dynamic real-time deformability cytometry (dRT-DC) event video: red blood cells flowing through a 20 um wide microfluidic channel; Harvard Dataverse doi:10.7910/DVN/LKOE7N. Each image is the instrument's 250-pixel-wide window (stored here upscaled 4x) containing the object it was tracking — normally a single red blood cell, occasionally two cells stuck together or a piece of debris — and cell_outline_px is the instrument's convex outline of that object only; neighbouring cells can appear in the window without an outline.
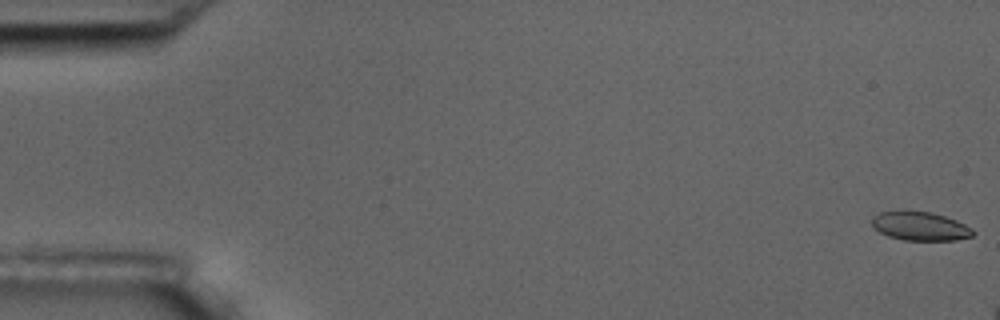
{"species": "common noctule bat (a hibernating species)", "species_latin": "Nyctalus noctula", "temperature_condition": "room temperature", "stored_images_in_passage": 3, "camera_frame_rate_fps": 3000, "um_per_image_px": 0.085, "animal": {"sex": "male", "body_mass_g": 17.5, "forearm_length_mm": 52.3}, "frame": {"image": 1, "passage_image": 1, "time_ms": 0.0, "image_size_px": [1000, 320], "cell_outline_px": [[976, 232], [972, 236], [956, 240], [904, 240], [888, 236], [872, 228], [872, 216], [880, 212], [932, 212], [956, 220], [972, 228]], "centroid_in_image_um": [78.22, 19.24], "position_along_channel_um": 6.8, "area_um2": 16.76}}